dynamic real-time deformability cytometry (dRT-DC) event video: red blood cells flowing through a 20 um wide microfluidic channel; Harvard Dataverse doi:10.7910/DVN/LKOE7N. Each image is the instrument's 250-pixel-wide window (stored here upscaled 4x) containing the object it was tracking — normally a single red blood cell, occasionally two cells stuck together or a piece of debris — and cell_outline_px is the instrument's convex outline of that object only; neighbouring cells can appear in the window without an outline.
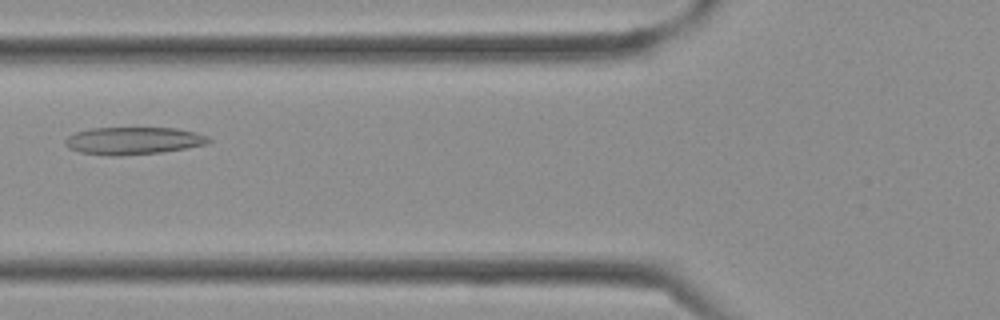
{"species": "Egyptian fruit bat (a non-hibernating species)", "species_latin": "Rousettus aegyptiacus", "temperature_condition": "cold", "stored_images_in_passage": 33, "camera_frame_rate_fps": 3000, "um_per_image_px": 0.085, "frame": {"image": 1, "passage_image": 10, "time_ms": 3.0, "image_size_px": [1000, 320], "cell_outline_px": [[212, 140], [208, 144], [188, 148], [160, 152], [120, 156], [112, 156], [80, 152], [68, 148], [64, 144], [64, 140], [68, 136], [76, 132], [92, 128], [176, 128], [196, 132], [208, 136]], "centroid_in_image_um": [11.35, 11.96], "position_along_channel_um": 114.5, "area_um2": 23.06}}
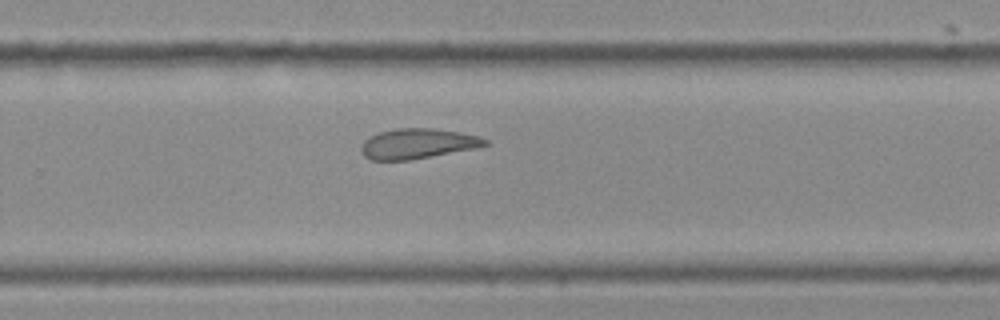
{"frame": {"image": 2, "passage_image": 20, "time_ms": 6.333, "image_size_px": [1000, 320], "cell_outline_px": [[488, 144], [480, 148], [408, 160], [368, 160], [364, 156], [360, 148], [364, 140], [368, 136], [380, 132], [396, 128], [432, 128], [480, 136], [488, 140]], "centroid_in_image_um": [35.5, 12.21], "position_along_channel_um": 294.3, "area_um2": 21.91}}
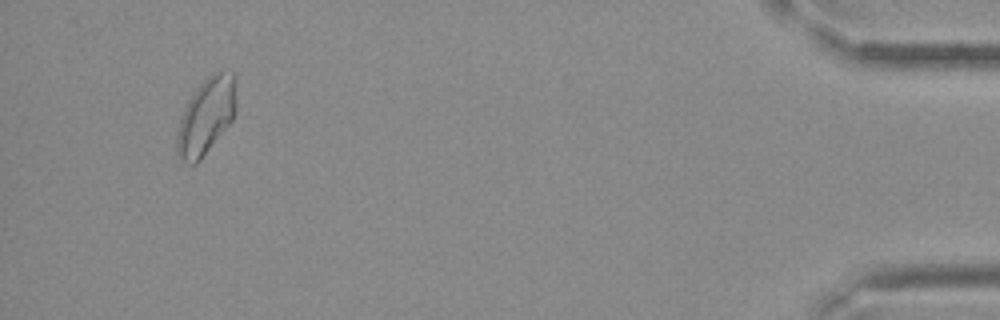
{"frame": {"image": 3, "passage_image": 31, "time_ms": 10.0, "image_size_px": [1000, 320], "cell_outline_px": [[236, 108], [232, 120], [200, 160], [196, 164], [188, 164], [180, 160], [176, 152], [176, 144], [180, 120], [188, 100], [200, 84], [212, 72], [220, 68], [224, 68], [236, 72]], "centroid_in_image_um": [17.56, 9.8], "position_along_channel_um": 417.6, "area_um2": 26.7}}